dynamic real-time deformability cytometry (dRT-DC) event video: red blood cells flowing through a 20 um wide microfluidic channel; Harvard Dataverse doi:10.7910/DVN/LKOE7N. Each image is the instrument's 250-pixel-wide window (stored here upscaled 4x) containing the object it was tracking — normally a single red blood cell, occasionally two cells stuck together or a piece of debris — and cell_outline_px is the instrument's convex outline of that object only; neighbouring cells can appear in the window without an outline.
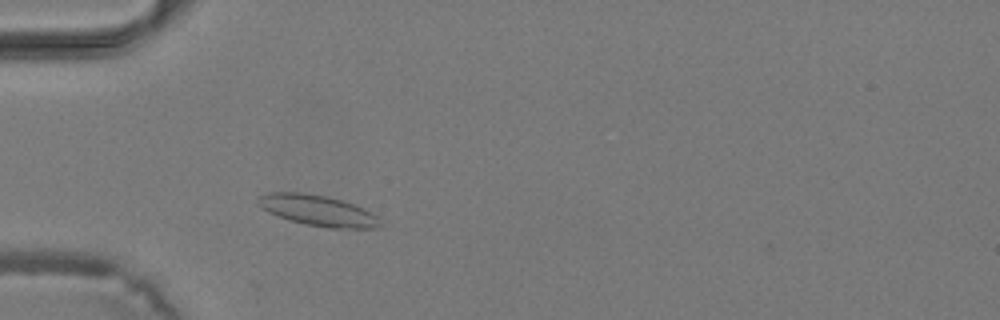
{"species": "common noctule bat (a hibernating species)", "species_latin": "Nyctalus noctula", "temperature_condition": "warm", "stored_images_in_passage": 31, "camera_frame_rate_fps": 3000, "um_per_image_px": 0.085, "animal": {"sex": "male", "body_mass_g": 19.2, "forearm_length_mm": 51.8}, "frame": {"image": 1, "passage_image": 3, "time_ms": 0.667, "image_size_px": [1000, 320], "cell_outline_px": [[380, 224], [376, 228], [328, 228], [304, 224], [288, 220], [276, 216], [260, 208], [256, 204], [256, 196], [268, 192], [304, 192], [328, 196], [364, 208], [376, 216]], "centroid_in_image_um": [26.9, 17.88], "position_along_channel_um": 58.1, "area_um2": 22.14}}
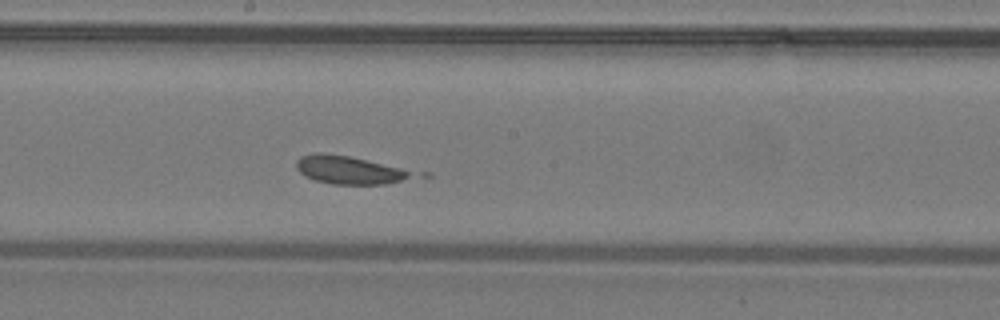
{"frame": {"image": 2, "passage_image": 13, "time_ms": 4.0, "image_size_px": [1000, 320], "cell_outline_px": [[408, 176], [400, 180], [384, 184], [332, 184], [316, 180], [304, 176], [296, 168], [296, 160], [300, 156], [316, 152], [320, 152], [348, 156], [400, 168], [408, 172]], "centroid_in_image_um": [29.49, 14.43], "position_along_channel_um": 218.7, "area_um2": 18.26}}
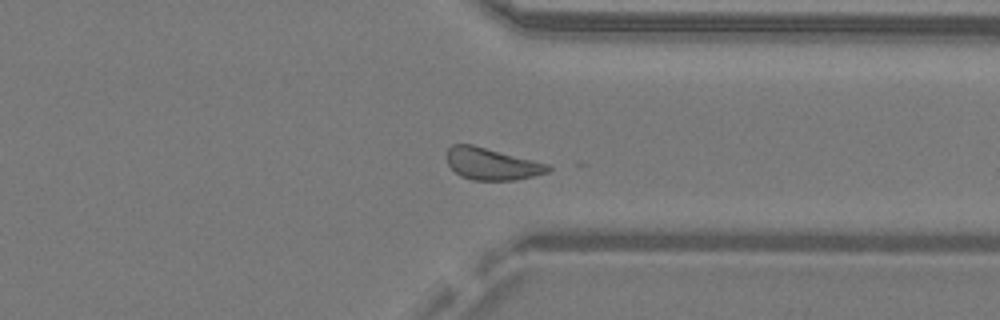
{"frame": {"image": 3, "passage_image": 22, "time_ms": 7.0, "image_size_px": [1000, 320], "cell_outline_px": [[552, 168], [548, 172], [516, 180], [472, 180], [460, 176], [448, 164], [448, 148], [452, 144], [472, 144], [548, 164]], "centroid_in_image_um": [41.79, 13.93], "position_along_channel_um": 369.6, "area_um2": 18.61}}